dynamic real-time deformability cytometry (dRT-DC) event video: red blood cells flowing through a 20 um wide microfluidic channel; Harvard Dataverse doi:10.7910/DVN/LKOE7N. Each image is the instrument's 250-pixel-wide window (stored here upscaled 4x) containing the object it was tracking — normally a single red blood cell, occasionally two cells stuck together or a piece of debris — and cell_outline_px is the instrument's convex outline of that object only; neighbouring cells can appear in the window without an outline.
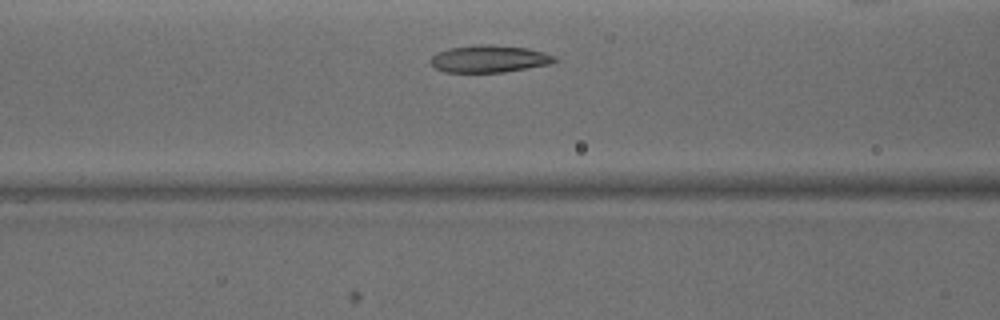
{"species": "common noctule bat (a hibernating species)", "species_latin": "Nyctalus noctula", "temperature_condition": "warm", "stored_images_in_passage": 21, "camera_frame_rate_fps": 3000, "um_per_image_px": 0.085, "animal": {"sex": "male", "body_mass_g": 15.6}, "frame": {"image": 1, "passage_image": 7, "time_ms": 2.0, "image_size_px": [1000, 320], "cell_outline_px": [[556, 60], [548, 64], [504, 72], [444, 72], [436, 68], [428, 60], [436, 52], [448, 48], [484, 44], [492, 44], [528, 48], [544, 52], [556, 56]], "centroid_in_image_um": [41.55, 4.99], "position_along_channel_um": 125.1, "area_um2": 19.65}}
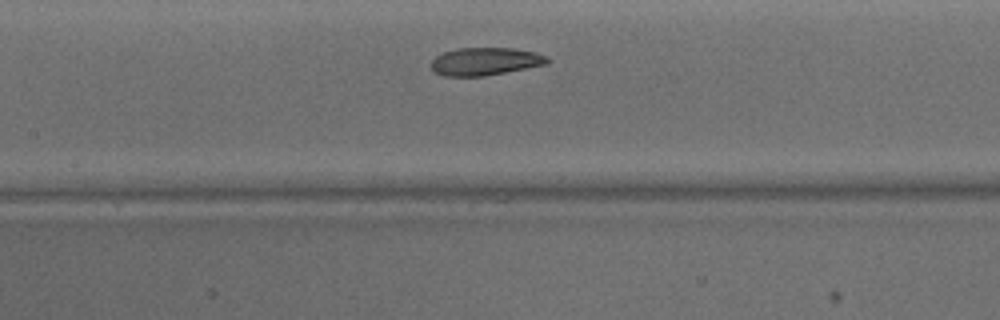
{"frame": {"image": 2, "passage_image": 10, "time_ms": 3.0, "image_size_px": [1000, 320], "cell_outline_px": [[552, 60], [548, 64], [484, 76], [444, 76], [436, 72], [432, 68], [432, 60], [436, 56], [444, 52], [460, 48], [512, 48], [536, 52], [548, 56]], "centroid_in_image_um": [41.3, 5.22], "position_along_channel_um": 166.1, "area_um2": 18.79}}
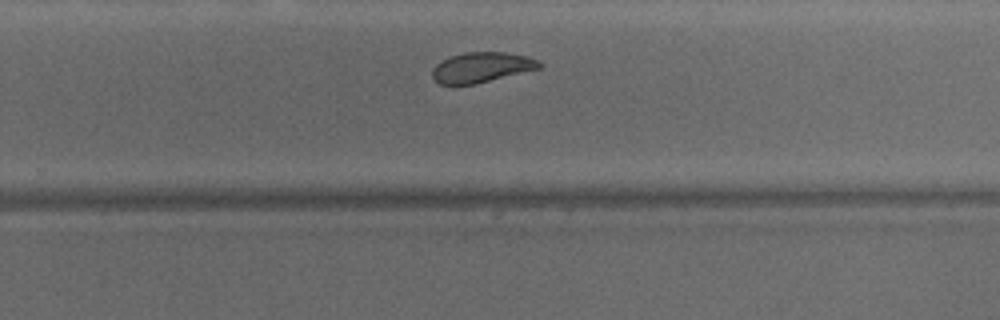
{"frame": {"image": 3, "passage_image": 19, "time_ms": 6.0, "image_size_px": [1000, 320], "cell_outline_px": [[544, 64], [540, 68], [476, 84], [452, 88], [440, 84], [432, 76], [432, 68], [436, 64], [452, 56], [464, 52], [504, 52], [528, 56]], "centroid_in_image_um": [40.89, 5.76], "position_along_channel_um": 288.9, "area_um2": 19.19}}